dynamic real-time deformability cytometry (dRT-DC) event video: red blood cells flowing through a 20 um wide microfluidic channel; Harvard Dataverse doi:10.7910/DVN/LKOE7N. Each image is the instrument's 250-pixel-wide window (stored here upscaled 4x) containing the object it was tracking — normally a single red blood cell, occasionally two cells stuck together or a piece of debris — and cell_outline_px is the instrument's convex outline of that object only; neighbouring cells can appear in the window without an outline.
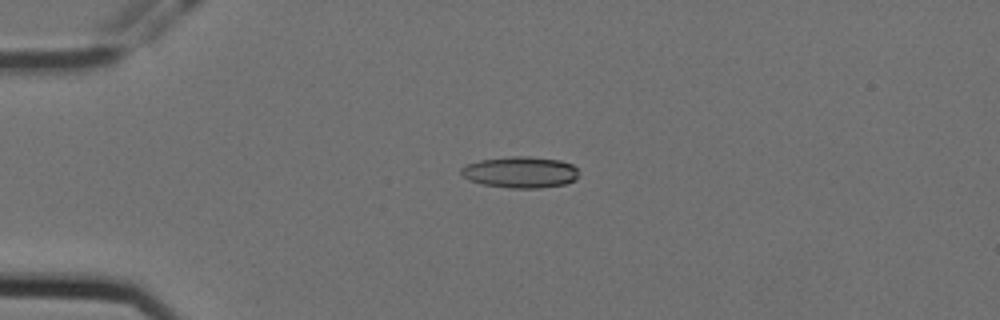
{"species": "Egyptian fruit bat (a non-hibernating species)", "species_latin": "Rousettus aegyptiacus", "temperature_condition": "cold", "stored_images_in_passage": 11, "camera_frame_rate_fps": 3000, "um_per_image_px": 0.085, "animal": {"sex": "female"}, "frame": {"image": 1, "passage_image": 4, "time_ms": 1.0, "image_size_px": [1000, 320], "cell_outline_px": [[576, 180], [564, 184], [540, 188], [508, 188], [484, 184], [468, 180], [460, 172], [460, 168], [464, 164], [480, 160], [512, 156], [528, 156], [560, 160], [572, 164], [576, 168]], "centroid_in_image_um": [44.19, 14.63], "position_along_channel_um": 40.8, "area_um2": 21.5}}
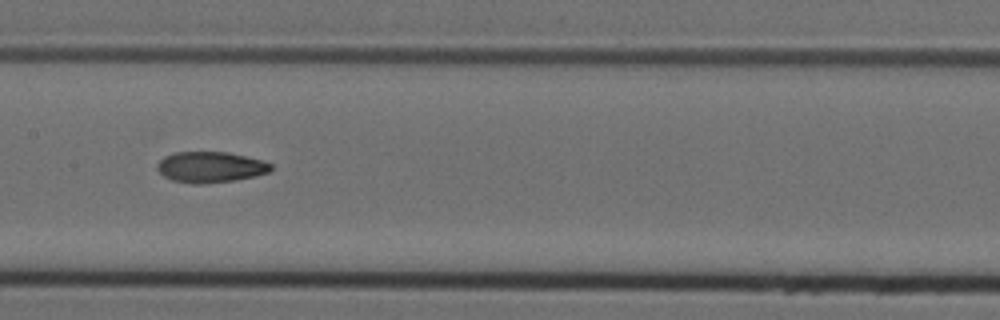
{"frame": {"image": 2, "passage_image": 8, "time_ms": 2.333, "image_size_px": [1000, 320], "cell_outline_px": [[272, 168], [268, 172], [256, 176], [236, 180], [204, 184], [192, 184], [172, 180], [164, 176], [156, 168], [156, 164], [164, 156], [176, 152], [228, 152], [264, 160], [272, 164]], "centroid_in_image_um": [17.89, 14.2], "position_along_channel_um": 189.5, "area_um2": 20.63}}
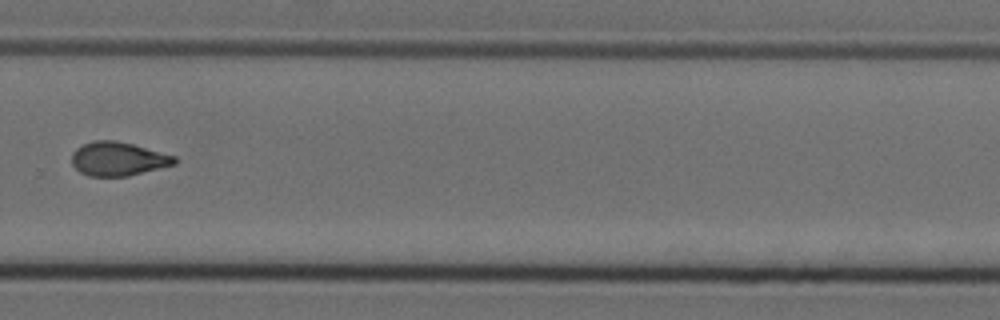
{"frame": {"image": 3, "passage_image": 11, "time_ms": 3.333, "image_size_px": [1000, 320], "cell_outline_px": [[176, 164], [128, 176], [88, 176], [80, 172], [72, 164], [72, 152], [76, 148], [84, 144], [96, 140], [112, 140], [132, 144], [176, 156]], "centroid_in_image_um": [10.03, 13.51], "position_along_channel_um": 319.8, "area_um2": 20.11}}